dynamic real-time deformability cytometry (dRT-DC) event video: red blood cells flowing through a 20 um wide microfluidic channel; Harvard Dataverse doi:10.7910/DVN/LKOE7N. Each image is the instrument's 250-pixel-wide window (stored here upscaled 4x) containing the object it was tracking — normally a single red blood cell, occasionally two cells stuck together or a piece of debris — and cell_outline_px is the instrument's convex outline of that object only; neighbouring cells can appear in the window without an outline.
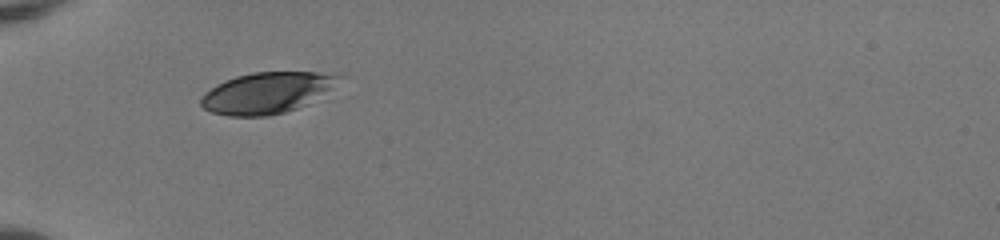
{"species": "human", "species_latin": "Homo sapiens", "temperature_condition": "room temperature", "stored_images_in_passage": 35, "camera_frame_rate_fps": 3000, "um_per_image_px": 0.085, "donor": {"sex": "female"}, "frame": {"image": 1, "passage_image": 1, "time_ms": 0.0, "image_size_px": [1000, 240], "cell_outline_px": [[344, 76], [328, 88], [304, 104], [296, 108], [284, 112], [268, 116], [228, 116], [212, 112], [204, 108], [200, 104], [200, 96], [204, 92], [216, 84], [224, 80], [236, 76], [252, 72], [316, 72]], "centroid_in_image_um": [22.55, 7.88], "position_along_channel_um": 62.5, "area_um2": 32.43}}
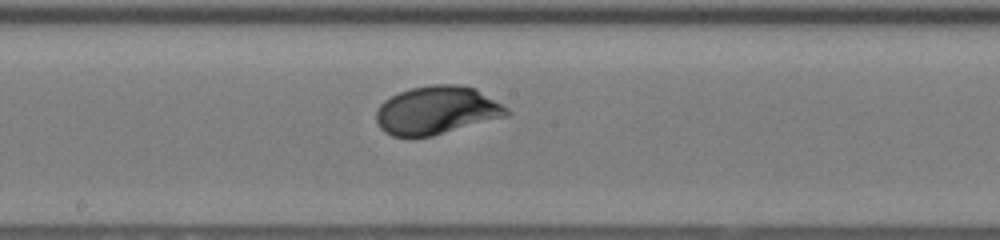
{"frame": {"image": 2, "passage_image": 13, "time_ms": 4.0, "image_size_px": [1000, 240], "cell_outline_px": [[512, 112], [508, 116], [432, 136], [392, 136], [384, 132], [380, 128], [376, 120], [376, 112], [380, 104], [384, 100], [400, 92], [412, 88], [432, 84], [460, 84], [476, 88], [508, 108]], "centroid_in_image_um": [37.14, 9.37], "position_along_channel_um": 211.1, "area_um2": 36.7}}
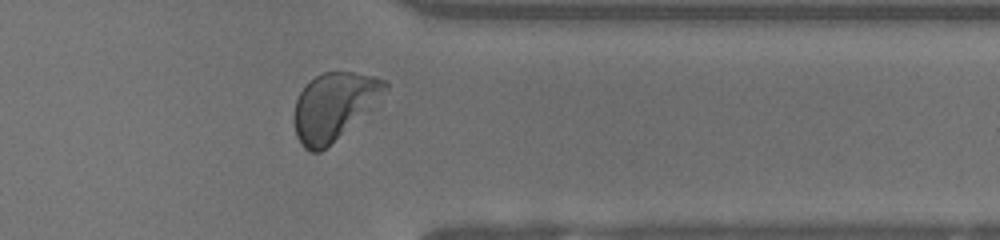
{"frame": {"image": 3, "passage_image": 26, "time_ms": 8.333, "image_size_px": [1000, 240], "cell_outline_px": [[388, 88], [376, 108], [320, 152], [312, 152], [304, 148], [300, 144], [296, 136], [292, 120], [292, 116], [296, 100], [300, 92], [316, 76], [324, 72], [352, 72], [372, 76], [388, 80]], "centroid_in_image_um": [28.42, 9.06], "position_along_channel_um": 383.0, "area_um2": 36.36}, "authors_computed_cell_mechanics": {"area_um2": 35.6626, "velocity_mm_per_s": 3.9989, "shape_relaxation_time_tau1_ms": 2.383, "shape_relaxation_time_tau2_ms": null, "deformation_change_tau1": 0.136, "deformation_change_tau2": null}}